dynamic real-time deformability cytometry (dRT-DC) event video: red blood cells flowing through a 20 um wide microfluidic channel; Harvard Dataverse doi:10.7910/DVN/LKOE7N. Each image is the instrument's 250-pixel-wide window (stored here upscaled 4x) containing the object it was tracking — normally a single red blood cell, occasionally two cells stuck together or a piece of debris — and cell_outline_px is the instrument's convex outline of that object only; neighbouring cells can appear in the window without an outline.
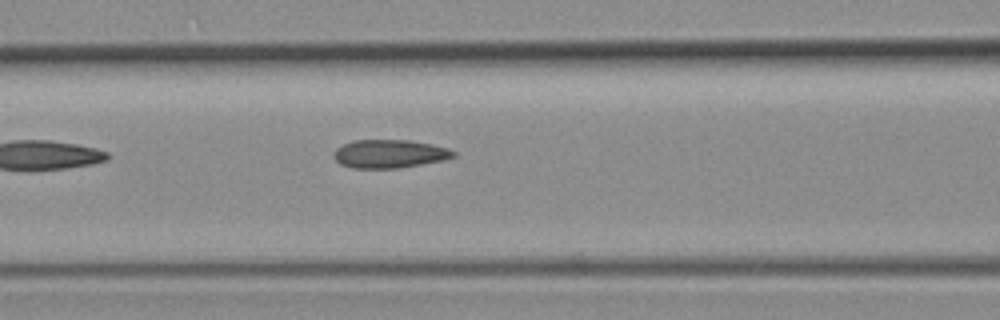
{"species": "common noctule bat (a hibernating species)", "species_latin": "Nyctalus noctula", "temperature_condition": "room temperature", "stored_images_in_passage": 7, "camera_frame_rate_fps": 3000, "um_per_image_px": 0.085, "animal": {"sex": "female", "body_mass_g": 19.3, "forearm_length_mm": 54.1}, "frame": {"image": 1, "passage_image": 7, "time_ms": 2.0, "image_size_px": [1000, 320], "cell_outline_px": [[456, 156], [444, 160], [396, 168], [352, 168], [340, 164], [332, 156], [332, 152], [336, 148], [344, 144], [356, 140], [408, 140], [432, 144], [448, 148], [456, 152]], "centroid_in_image_um": [33.09, 13.07], "position_along_channel_um": 133.5, "area_um2": 19.77}}